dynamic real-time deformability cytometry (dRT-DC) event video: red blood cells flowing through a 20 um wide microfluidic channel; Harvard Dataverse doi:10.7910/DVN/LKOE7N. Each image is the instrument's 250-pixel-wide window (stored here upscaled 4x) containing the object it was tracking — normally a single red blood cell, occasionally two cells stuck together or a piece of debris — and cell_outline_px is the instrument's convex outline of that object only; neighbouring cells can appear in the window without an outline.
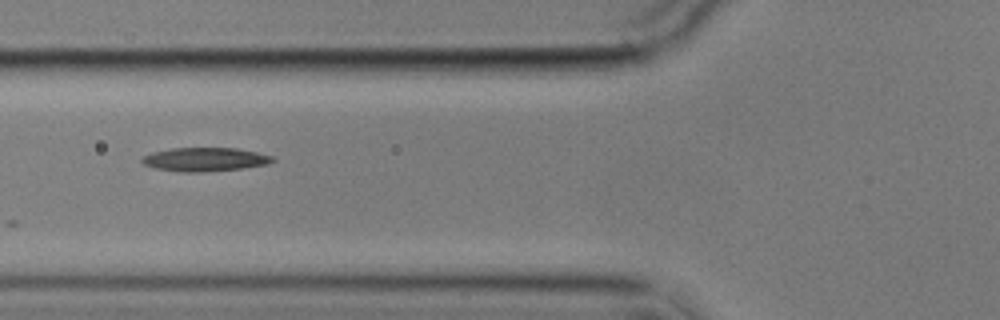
{"species": "common noctule bat (a hibernating species)", "species_latin": "Nyctalus noctula", "temperature_condition": "cold", "stored_images_in_passage": 8, "camera_frame_rate_fps": 3000, "um_per_image_px": 0.085, "animal": {"sex": "male", "body_mass_g": 17.9}, "frame": {"image": 1, "passage_image": 3, "time_ms": 3.333, "image_size_px": [1000, 320], "cell_outline_px": [[276, 160], [268, 164], [240, 168], [204, 172], [180, 172], [156, 168], [144, 164], [140, 160], [144, 156], [152, 152], [172, 148], [236, 148], [256, 152], [272, 156]], "centroid_in_image_um": [17.41, 13.55], "position_along_channel_um": 108.4, "area_um2": 17.92}}
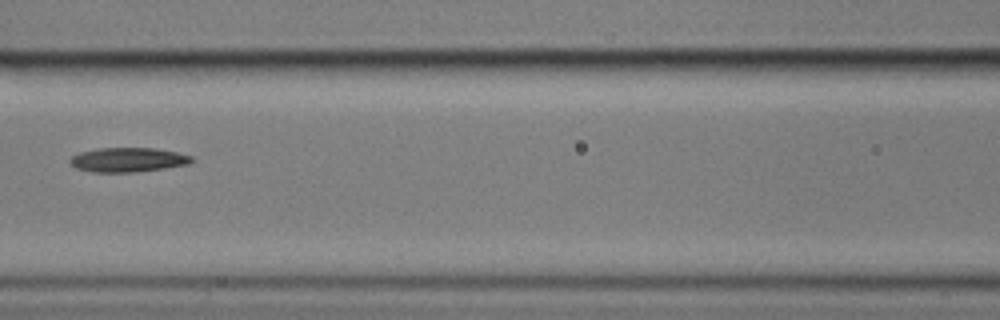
{"frame": {"image": 2, "passage_image": 4, "time_ms": 4.667, "image_size_px": [1000, 320], "cell_outline_px": [[196, 160], [188, 164], [164, 168], [136, 172], [92, 172], [76, 168], [68, 160], [72, 156], [80, 152], [100, 148], [156, 148], [176, 152], [192, 156]], "centroid_in_image_um": [10.89, 13.58], "position_along_channel_um": 155.7, "area_um2": 17.28}}
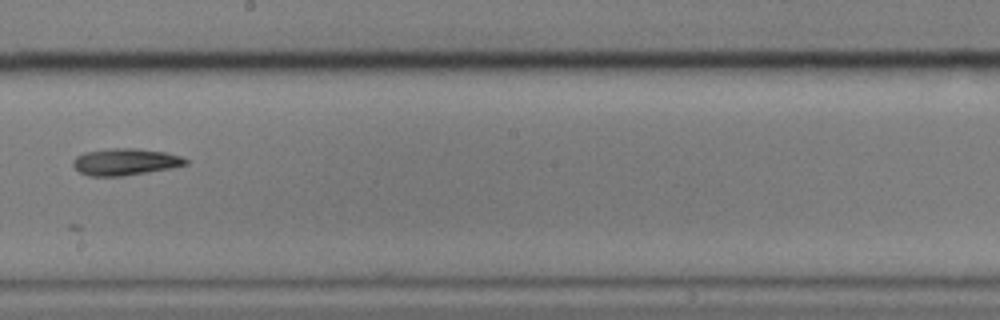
{"frame": {"image": 3, "passage_image": 6, "time_ms": 7.0, "image_size_px": [1000, 320], "cell_outline_px": [[188, 164], [172, 168], [148, 172], [120, 176], [88, 176], [80, 172], [72, 164], [72, 160], [76, 156], [84, 152], [112, 148], [136, 148], [164, 152], [180, 156], [188, 160]], "centroid_in_image_um": [10.63, 13.75], "position_along_channel_um": 237.6, "area_um2": 17.57}}